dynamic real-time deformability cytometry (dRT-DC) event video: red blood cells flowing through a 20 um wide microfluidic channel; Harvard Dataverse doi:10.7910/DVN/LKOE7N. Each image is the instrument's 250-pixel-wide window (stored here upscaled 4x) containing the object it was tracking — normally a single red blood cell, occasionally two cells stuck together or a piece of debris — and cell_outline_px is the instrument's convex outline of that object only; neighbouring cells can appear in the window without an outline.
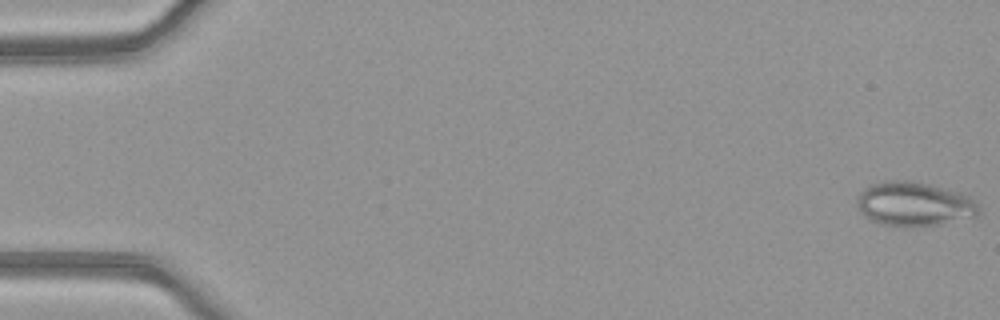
{"species": "common noctule bat (a hibernating species)", "species_latin": "Nyctalus noctula", "temperature_condition": "warm", "stored_images_in_passage": 51, "camera_frame_rate_fps": 3000, "um_per_image_px": 0.085, "animal": {"sex": "female", "body_mass_g": 21.9}, "frame": {"image": 1, "passage_image": 1, "time_ms": 0.0, "image_size_px": [1000, 320], "cell_outline_px": [[980, 212], [976, 216], [940, 224], [880, 224], [864, 216], [860, 212], [856, 204], [860, 192], [868, 184], [884, 180], [912, 180], [960, 192], [976, 200], [980, 208]], "centroid_in_image_um": [77.7, 17.29], "position_along_channel_um": 7.3, "area_um2": 31.04}}
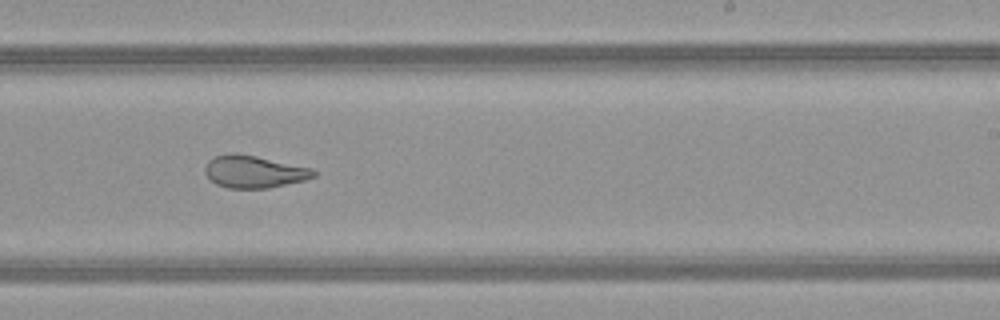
{"frame": {"image": 2, "passage_image": 32, "time_ms": 10.333, "image_size_px": [1000, 320], "cell_outline_px": [[316, 176], [304, 180], [268, 188], [228, 188], [216, 184], [208, 176], [204, 168], [208, 160], [216, 156], [228, 152], [236, 152], [256, 156], [312, 168], [316, 172]], "centroid_in_image_um": [21.58, 14.58], "position_along_channel_um": 267.4, "area_um2": 20.4}}
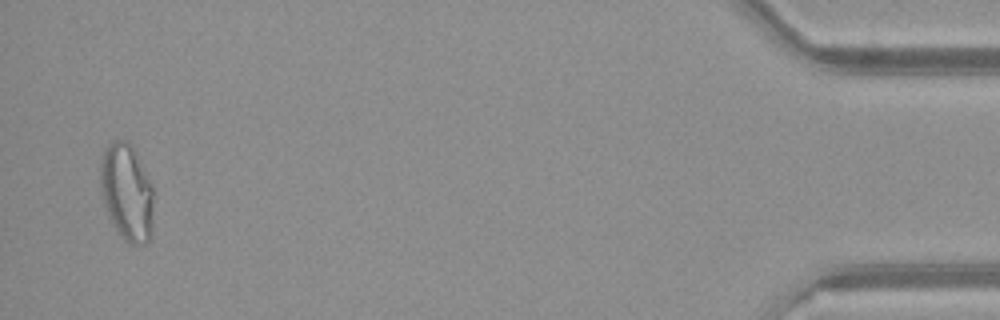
{"frame": {"image": 3, "passage_image": 50, "time_ms": 16.333, "image_size_px": [1000, 320], "cell_outline_px": [[152, 236], [148, 244], [128, 244], [120, 236], [112, 224], [108, 216], [100, 192], [100, 160], [104, 148], [112, 140], [128, 140], [132, 144], [152, 184]], "centroid_in_image_um": [10.76, 16.34], "position_along_channel_um": 424.4, "area_um2": 30.75}, "authors_computed_cell_mechanics": {"area_um2": 25.9522, "velocity_mm_per_s": 4.0609, "shape_relaxation_time_tau1_ms": null, "shape_relaxation_time_tau2_ms": 1.4095, "deformation_change_tau1": null, "deformation_change_tau2": 0.0883}}